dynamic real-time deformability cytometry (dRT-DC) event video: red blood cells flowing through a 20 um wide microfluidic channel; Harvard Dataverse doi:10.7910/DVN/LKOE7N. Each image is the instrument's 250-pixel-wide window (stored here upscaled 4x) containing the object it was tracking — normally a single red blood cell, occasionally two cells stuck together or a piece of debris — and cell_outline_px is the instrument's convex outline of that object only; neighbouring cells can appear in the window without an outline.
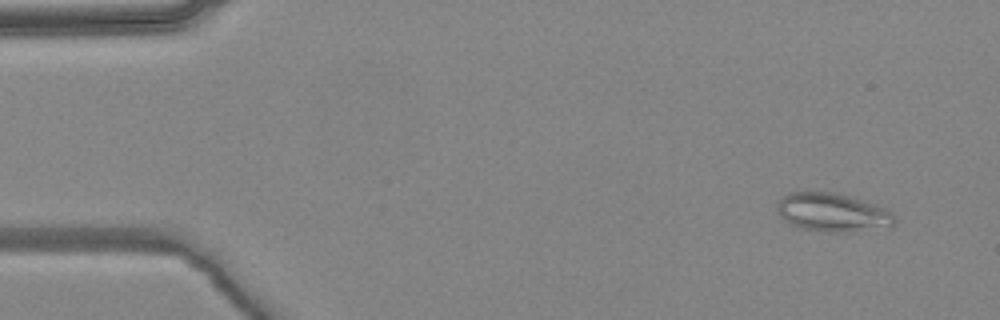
{"species": "common noctule bat (a hibernating species)", "species_latin": "Nyctalus noctula", "temperature_condition": "warm", "stored_images_in_passage": 5, "camera_frame_rate_fps": 3000, "um_per_image_px": 0.085, "animal": {"sex": "female", "body_mass_g": 24.6, "forearm_length_mm": 56.2}, "frame": {"image": 1, "passage_image": 2, "time_ms": 0.333, "image_size_px": [1000, 320], "cell_outline_px": [[896, 220], [892, 228], [848, 232], [828, 232], [804, 228], [788, 224], [780, 216], [776, 208], [776, 204], [780, 196], [788, 192], [832, 192], [848, 196], [876, 204], [892, 212], [896, 216]], "centroid_in_image_um": [70.78, 18.06], "position_along_channel_um": 14.2, "area_um2": 26.82}}